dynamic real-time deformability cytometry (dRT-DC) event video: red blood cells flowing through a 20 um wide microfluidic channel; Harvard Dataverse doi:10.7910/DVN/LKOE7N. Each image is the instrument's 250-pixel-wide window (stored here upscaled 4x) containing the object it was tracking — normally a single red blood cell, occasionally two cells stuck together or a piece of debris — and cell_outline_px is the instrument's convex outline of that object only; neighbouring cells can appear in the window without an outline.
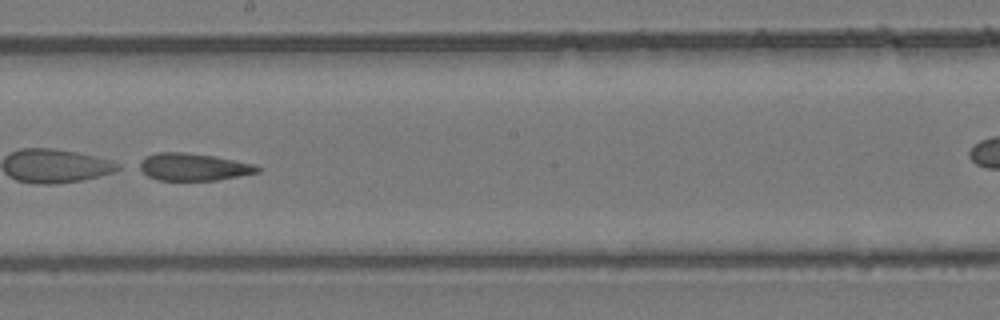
{"species": "common noctule bat (a hibernating species)", "species_latin": "Nyctalus noctula", "temperature_condition": "room temperature", "stored_images_in_passage": 27, "camera_frame_rate_fps": 3000, "um_per_image_px": 0.085, "animal": {"sex": "female", "body_mass_g": 24.6, "forearm_length_mm": 56.2}, "frame": {"image": 1, "passage_image": 12, "time_ms": 3.667, "image_size_px": [1000, 320], "cell_outline_px": [[260, 172], [216, 180], [156, 180], [148, 176], [136, 168], [132, 164], [144, 156], [156, 152], [184, 152], [212, 156], [252, 164], [260, 168]], "centroid_in_image_um": [16.27, 14.18], "position_along_channel_um": 231.9, "area_um2": 19.02}}